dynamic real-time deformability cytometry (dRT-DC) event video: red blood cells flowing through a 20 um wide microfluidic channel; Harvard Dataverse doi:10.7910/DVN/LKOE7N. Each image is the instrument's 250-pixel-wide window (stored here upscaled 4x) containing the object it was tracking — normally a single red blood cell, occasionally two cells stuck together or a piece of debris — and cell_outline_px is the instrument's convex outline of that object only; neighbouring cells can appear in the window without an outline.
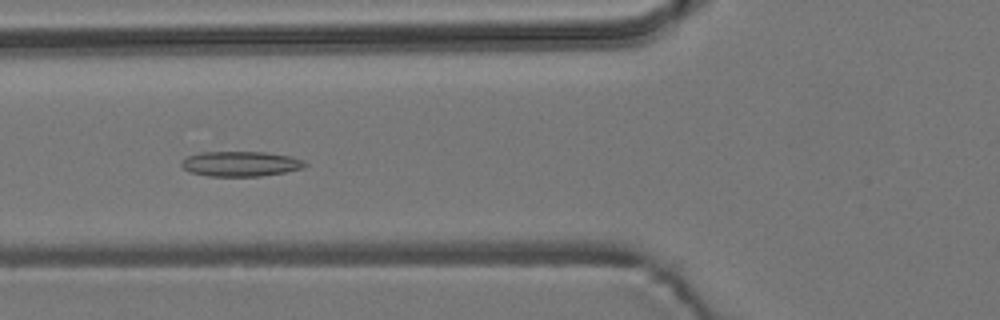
{"species": "common noctule bat (a hibernating species)", "species_latin": "Nyctalus noctula", "temperature_condition": "room temperature", "stored_images_in_passage": 10, "camera_frame_rate_fps": 3000, "um_per_image_px": 0.085, "animal": {"sex": "male", "body_mass_g": 19.2, "forearm_length_mm": 51.8}, "frame": {"image": 1, "passage_image": 5, "time_ms": 5.667, "image_size_px": [1000, 320], "cell_outline_px": [[308, 164], [300, 168], [284, 172], [260, 176], [208, 176], [188, 172], [180, 164], [188, 156], [200, 152], [264, 152], [292, 156], [304, 160]], "centroid_in_image_um": [20.44, 13.92], "position_along_channel_um": 105.4, "area_um2": 17.98}}
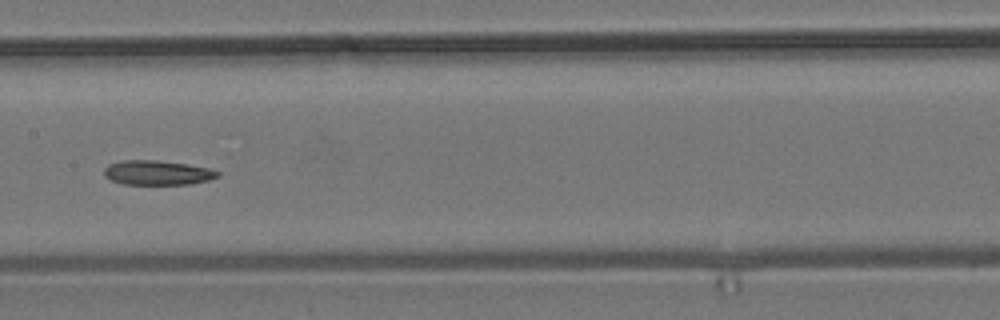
{"frame": {"image": 2, "passage_image": 7, "time_ms": 8.0, "image_size_px": [1000, 320], "cell_outline_px": [[220, 176], [208, 180], [188, 184], [124, 184], [112, 180], [104, 176], [104, 168], [108, 164], [124, 160], [156, 160], [188, 164], [208, 168], [220, 172]], "centroid_in_image_um": [13.37, 14.67], "position_along_channel_um": 194.0, "area_um2": 16.18}}
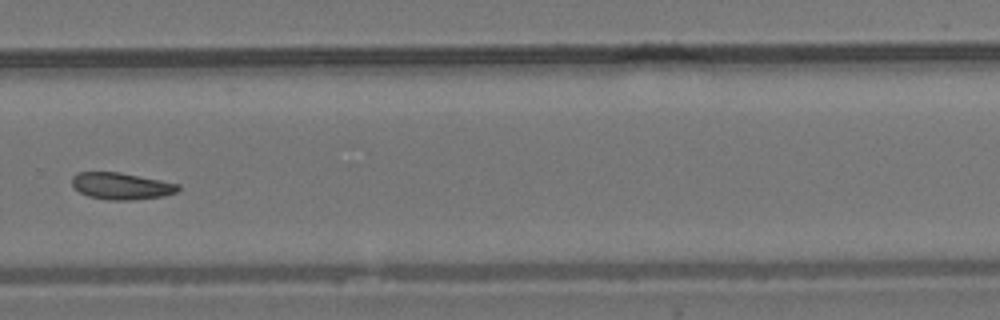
{"frame": {"image": 3, "passage_image": 10, "time_ms": 11.333, "image_size_px": [1000, 320], "cell_outline_px": [[180, 188], [176, 192], [164, 196], [128, 200], [108, 200], [88, 196], [80, 192], [72, 184], [72, 176], [80, 172], [120, 172], [180, 184]], "centroid_in_image_um": [10.32, 15.81], "position_along_channel_um": 319.5, "area_um2": 16.47}}